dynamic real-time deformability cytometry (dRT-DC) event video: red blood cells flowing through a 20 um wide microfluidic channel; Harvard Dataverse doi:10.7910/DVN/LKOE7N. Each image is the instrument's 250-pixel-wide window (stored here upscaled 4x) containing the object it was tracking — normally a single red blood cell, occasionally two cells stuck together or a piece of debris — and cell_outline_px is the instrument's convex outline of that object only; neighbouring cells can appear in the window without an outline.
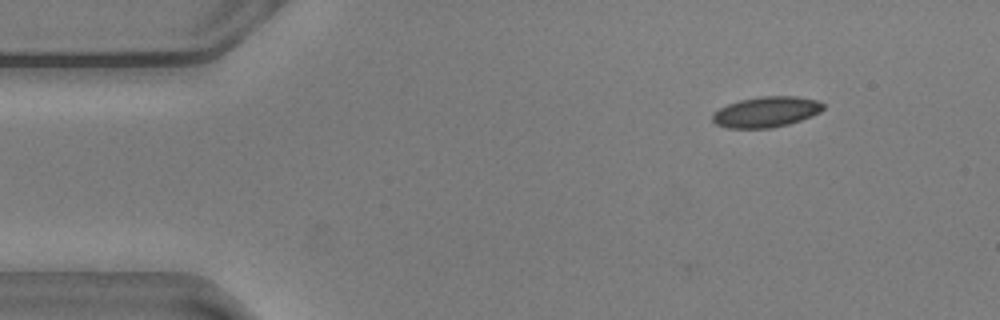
{"species": "common noctule bat (a hibernating species)", "species_latin": "Nyctalus noctula", "temperature_condition": "warm", "stored_images_in_passage": 2, "camera_frame_rate_fps": 3000, "um_per_image_px": 0.085, "animal": {"sex": "male", "body_mass_g": 20.5, "forearm_length_mm": 52.5}, "frame": {"image": 1, "passage_image": 2, "time_ms": 0.333, "image_size_px": [1000, 320], "cell_outline_px": [[824, 108], [820, 112], [812, 116], [788, 124], [768, 128], [728, 128], [716, 124], [712, 120], [712, 112], [728, 104], [740, 100], [760, 96], [796, 96], [816, 100], [824, 104]], "centroid_in_image_um": [65.11, 9.51], "position_along_channel_um": 19.9, "area_um2": 19.71}}